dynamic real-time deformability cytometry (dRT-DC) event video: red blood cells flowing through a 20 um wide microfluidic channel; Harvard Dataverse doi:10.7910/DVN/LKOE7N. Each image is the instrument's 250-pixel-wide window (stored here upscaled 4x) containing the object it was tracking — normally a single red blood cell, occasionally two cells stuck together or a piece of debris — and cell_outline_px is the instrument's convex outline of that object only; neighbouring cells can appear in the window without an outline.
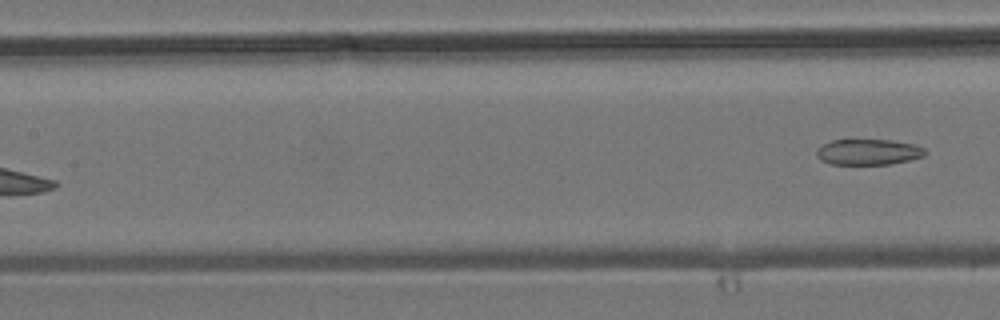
{"species": "common noctule bat (a hibernating species)", "species_latin": "Nyctalus noctula", "temperature_condition": "room temperature", "stored_images_in_passage": 7, "segment_of_instrument_passage": [2, 2], "camera_frame_rate_fps": 3000, "um_per_image_px": 0.085, "animal": {"sex": "male", "body_mass_g": 19.2, "forearm_length_mm": 51.8}, "frame": {"image": 1, "passage_image": 7, "time_ms": 7.333, "image_size_px": [1000, 320], "cell_outline_px": [[928, 152], [924, 156], [908, 160], [888, 164], [832, 164], [820, 160], [816, 156], [816, 152], [824, 144], [832, 140], [892, 140], [916, 144], [924, 148]], "centroid_in_image_um": [73.84, 12.91], "position_along_channel_um": 133.6, "area_um2": 16.24}}